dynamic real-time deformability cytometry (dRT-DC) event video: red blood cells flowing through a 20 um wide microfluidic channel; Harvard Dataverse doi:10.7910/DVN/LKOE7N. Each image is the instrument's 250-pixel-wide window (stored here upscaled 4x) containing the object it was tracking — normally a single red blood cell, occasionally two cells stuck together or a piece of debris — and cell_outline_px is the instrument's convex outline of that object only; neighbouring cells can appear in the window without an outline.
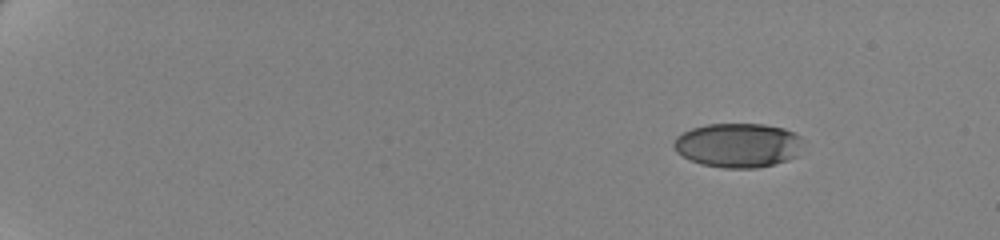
{"species": "human", "species_latin": "Homo sapiens", "temperature_condition": "cold", "stored_images_in_passage": 54, "camera_frame_rate_fps": 3000, "um_per_image_px": 0.085, "donor": {"sex": "female"}, "frame": {"image": 1, "passage_image": 1, "time_ms": 0.0, "image_size_px": [1000, 240], "cell_outline_px": [[800, 140], [796, 156], [788, 160], [776, 164], [756, 168], [724, 168], [700, 164], [676, 152], [672, 144], [676, 136], [692, 128], [708, 124], [764, 124], [784, 128], [796, 132], [800, 136]], "centroid_in_image_um": [62.71, 12.34], "position_along_channel_um": 22.3, "area_um2": 33.35}}
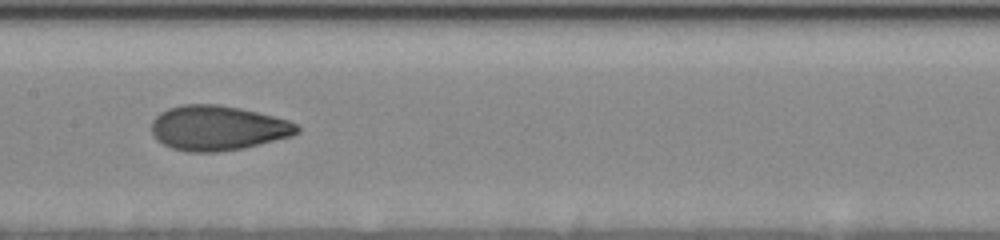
{"frame": {"image": 2, "passage_image": 28, "time_ms": 9.0, "image_size_px": [1000, 240], "cell_outline_px": [[300, 132], [292, 136], [244, 148], [216, 152], [188, 152], [172, 148], [156, 140], [152, 132], [152, 120], [160, 112], [168, 108], [184, 104], [216, 104], [240, 108], [288, 120], [296, 124], [300, 128]], "centroid_in_image_um": [18.5, 10.88], "position_along_channel_um": 188.9, "area_um2": 38.03}}
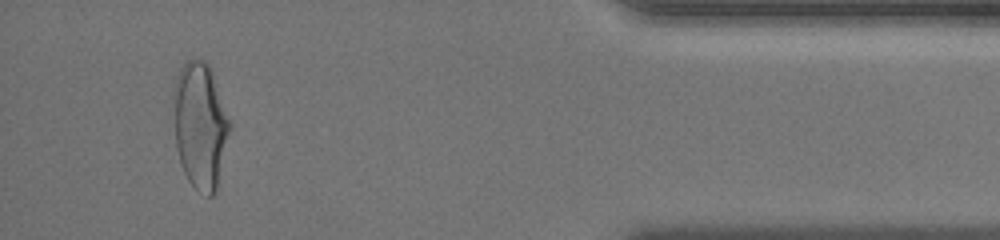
{"frame": {"image": 3, "passage_image": 51, "time_ms": 16.667, "image_size_px": [1000, 240], "cell_outline_px": [[232, 128], [216, 192], [212, 196], [208, 196], [196, 188], [188, 180], [180, 164], [176, 148], [172, 96], [172, 92], [176, 76], [180, 68], [192, 56], [204, 60], [212, 68], [232, 124]], "centroid_in_image_um": [17.03, 10.6], "position_along_channel_um": 418.2, "area_um2": 42.54}, "authors_computed_cell_mechanics": {"area_um2": 36.7608, "velocity_mm_per_s": 3.5007, "shape_relaxation_time_tau1_ms": 4.9715, "shape_relaxation_time_tau2_ms": 1.0425, "deformation_change_tau1": 0.167, "deformation_change_tau2": 0.0645}}